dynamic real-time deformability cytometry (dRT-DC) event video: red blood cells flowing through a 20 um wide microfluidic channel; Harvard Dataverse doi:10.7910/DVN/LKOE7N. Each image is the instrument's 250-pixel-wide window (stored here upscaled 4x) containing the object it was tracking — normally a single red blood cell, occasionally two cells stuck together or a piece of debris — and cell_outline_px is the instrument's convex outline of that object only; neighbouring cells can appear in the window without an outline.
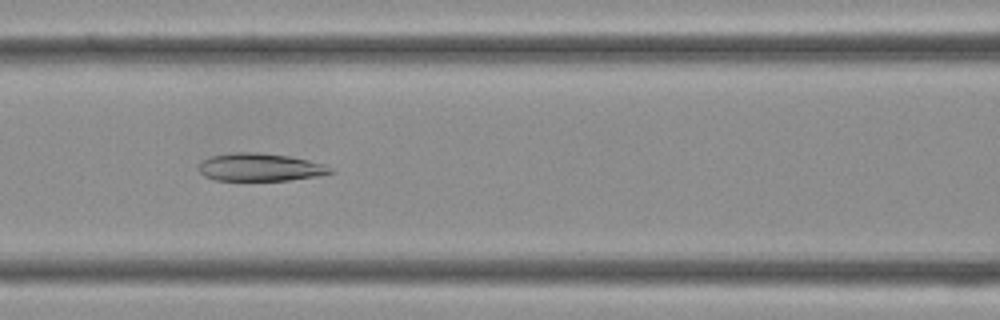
{"species": "Egyptian fruit bat (a non-hibernating species)", "species_latin": "Rousettus aegyptiacus", "temperature_condition": "cold", "stored_images_in_passage": 32, "camera_frame_rate_fps": 3000, "um_per_image_px": 0.085, "frame": {"image": 1, "passage_image": 15, "time_ms": 4.667, "image_size_px": [1000, 320], "cell_outline_px": [[336, 172], [320, 176], [288, 180], [216, 180], [204, 176], [200, 172], [200, 164], [204, 160], [212, 156], [232, 152], [256, 152], [288, 156], [308, 160], [324, 164], [332, 168]], "centroid_in_image_um": [22.16, 14.22], "position_along_channel_um": 144.4, "area_um2": 21.27}}
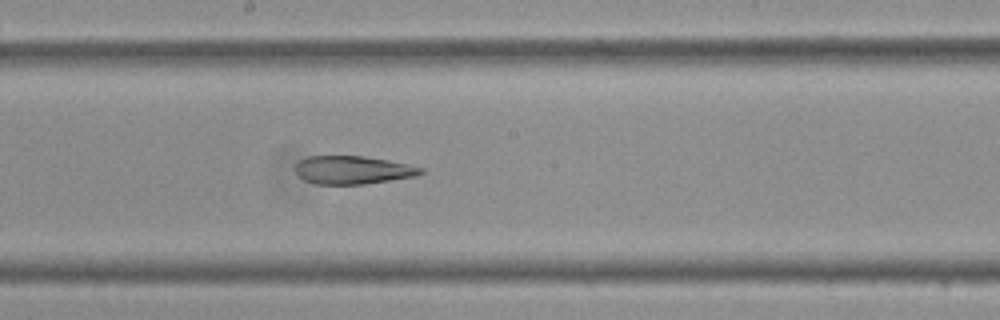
{"frame": {"image": 2, "passage_image": 19, "time_ms": 6.0, "image_size_px": [1000, 320], "cell_outline_px": [[424, 172], [416, 176], [364, 184], [316, 184], [304, 180], [296, 172], [296, 164], [300, 160], [308, 156], [364, 156], [388, 160], [424, 168]], "centroid_in_image_um": [29.99, 14.45], "position_along_channel_um": 218.2, "area_um2": 20.46}}
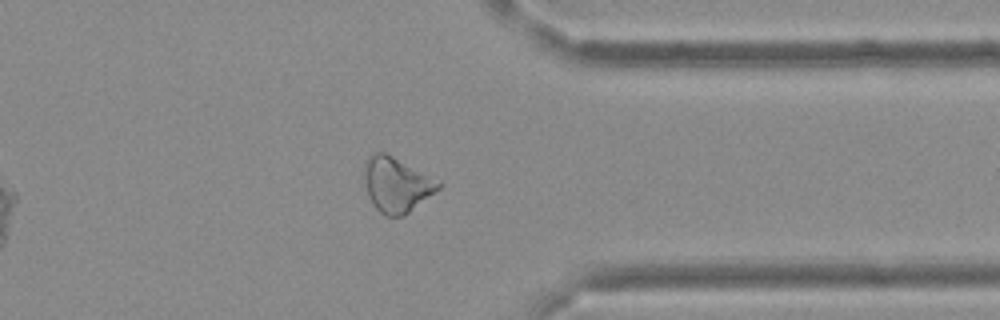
{"frame": {"image": 3, "passage_image": 28, "time_ms": 9.0, "image_size_px": [1000, 320], "cell_outline_px": [[444, 184], [440, 188], [404, 216], [384, 216], [372, 204], [368, 196], [364, 176], [364, 172], [368, 156], [376, 152], [384, 152], [440, 180]], "centroid_in_image_um": [33.73, 15.71], "position_along_channel_um": 377.7, "area_um2": 23.64}}